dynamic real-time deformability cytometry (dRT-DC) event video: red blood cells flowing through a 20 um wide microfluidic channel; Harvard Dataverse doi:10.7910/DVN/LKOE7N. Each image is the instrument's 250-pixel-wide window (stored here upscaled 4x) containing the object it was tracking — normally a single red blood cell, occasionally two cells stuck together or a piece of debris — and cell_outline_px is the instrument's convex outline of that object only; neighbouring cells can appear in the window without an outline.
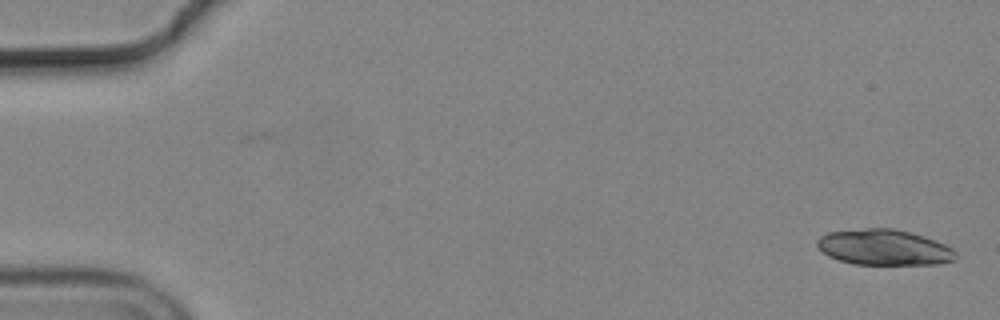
{"species": "common noctule bat (a hibernating species)", "species_latin": "Nyctalus noctula", "temperature_condition": "cold", "stored_images_in_passage": 8, "camera_frame_rate_fps": 3000, "um_per_image_px": 0.085, "animal": {"sex": "male", "body_mass_g": 19.2, "forearm_length_mm": 51.8}, "frame": {"image": 1, "passage_image": 1, "time_ms": 0.0, "image_size_px": [1000, 320], "cell_outline_px": [[956, 260], [936, 264], [852, 264], [828, 256], [816, 244], [816, 240], [820, 236], [828, 232], [864, 228], [892, 228], [924, 236], [936, 240], [952, 248], [956, 252]], "centroid_in_image_um": [75.15, 21.02], "position_along_channel_um": 9.9, "area_um2": 28.78}}